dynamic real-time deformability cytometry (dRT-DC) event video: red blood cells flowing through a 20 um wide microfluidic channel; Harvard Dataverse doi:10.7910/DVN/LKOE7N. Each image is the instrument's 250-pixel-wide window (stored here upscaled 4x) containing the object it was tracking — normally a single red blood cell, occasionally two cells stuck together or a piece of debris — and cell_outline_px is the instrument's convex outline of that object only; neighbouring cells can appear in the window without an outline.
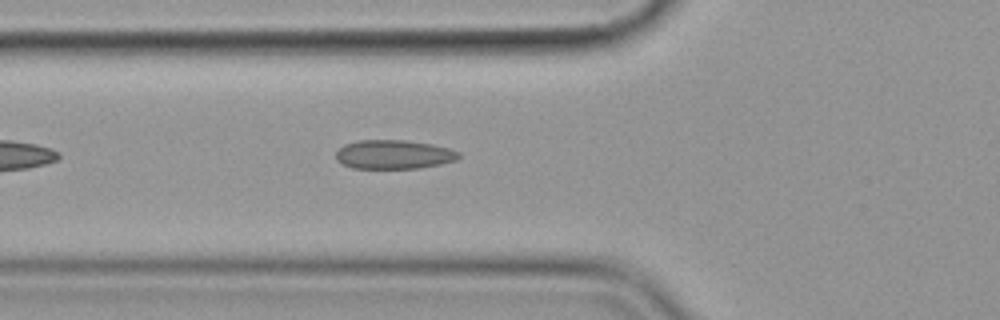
{"species": "common noctule bat (a hibernating species)", "species_latin": "Nyctalus noctula", "temperature_condition": "cold", "stored_images_in_passage": 28, "camera_frame_rate_fps": 3000, "um_per_image_px": 0.085, "animal": {"sex": "female", "body_mass_g": 19.9}, "frame": {"image": 1, "passage_image": 7, "time_ms": 2.0, "image_size_px": [1000, 320], "cell_outline_px": [[460, 156], [456, 160], [440, 164], [420, 168], [352, 168], [340, 164], [336, 160], [336, 152], [344, 144], [360, 140], [404, 140], [432, 144], [448, 148], [460, 152]], "centroid_in_image_um": [33.45, 13.13], "position_along_channel_um": 92.4, "area_um2": 20.81}}
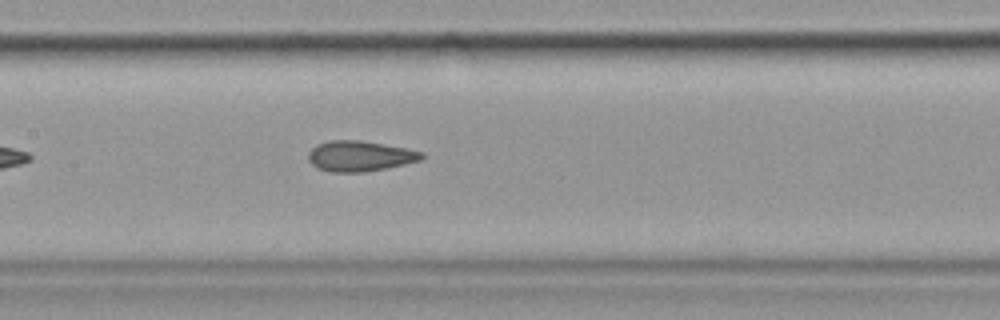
{"frame": {"image": 2, "passage_image": 14, "time_ms": 4.333, "image_size_px": [1000, 320], "cell_outline_px": [[424, 156], [420, 160], [404, 164], [364, 172], [332, 172], [316, 168], [308, 160], [308, 152], [316, 144], [328, 140], [360, 140], [408, 148], [424, 152]], "centroid_in_image_um": [30.56, 13.25], "position_along_channel_um": 176.8, "area_um2": 20.23}}
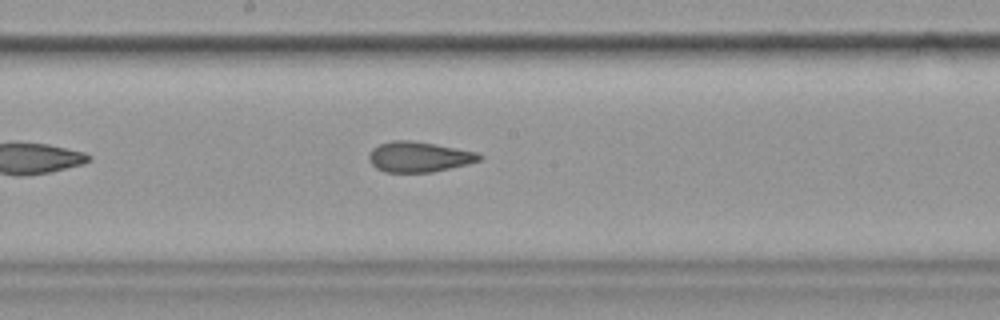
{"frame": {"image": 3, "passage_image": 17, "time_ms": 5.333, "image_size_px": [1000, 320], "cell_outline_px": [[484, 156], [480, 160], [468, 164], [432, 172], [384, 172], [376, 168], [368, 160], [368, 156], [372, 148], [380, 144], [392, 140], [412, 140], [436, 144], [480, 152]], "centroid_in_image_um": [35.63, 13.32], "position_along_channel_um": 212.6, "area_um2": 19.77}}